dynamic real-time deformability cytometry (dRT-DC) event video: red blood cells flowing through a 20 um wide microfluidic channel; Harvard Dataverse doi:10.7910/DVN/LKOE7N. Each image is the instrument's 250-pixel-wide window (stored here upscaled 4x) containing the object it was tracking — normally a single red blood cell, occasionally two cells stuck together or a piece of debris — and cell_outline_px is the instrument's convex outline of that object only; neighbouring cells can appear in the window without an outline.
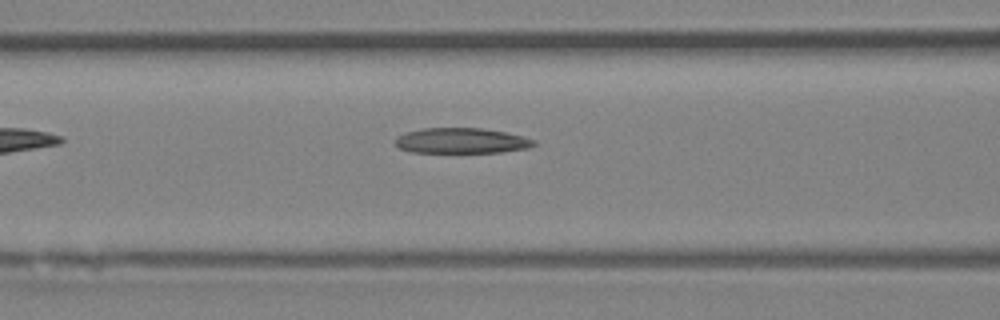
{"species": "Egyptian fruit bat (a non-hibernating species)", "species_latin": "Rousettus aegyptiacus", "temperature_condition": "room temperature", "stored_images_in_passage": 6, "camera_frame_rate_fps": 3000, "um_per_image_px": 0.085, "animal": {"sex": "female"}, "frame": {"image": 1, "passage_image": 6, "time_ms": 5.667, "image_size_px": [1000, 320], "cell_outline_px": [[536, 144], [528, 148], [500, 152], [412, 152], [400, 148], [396, 144], [396, 140], [404, 132], [424, 128], [480, 128], [504, 132], [536, 140]], "centroid_in_image_um": [39.23, 11.96], "position_along_channel_um": 127.4, "area_um2": 20.23}}